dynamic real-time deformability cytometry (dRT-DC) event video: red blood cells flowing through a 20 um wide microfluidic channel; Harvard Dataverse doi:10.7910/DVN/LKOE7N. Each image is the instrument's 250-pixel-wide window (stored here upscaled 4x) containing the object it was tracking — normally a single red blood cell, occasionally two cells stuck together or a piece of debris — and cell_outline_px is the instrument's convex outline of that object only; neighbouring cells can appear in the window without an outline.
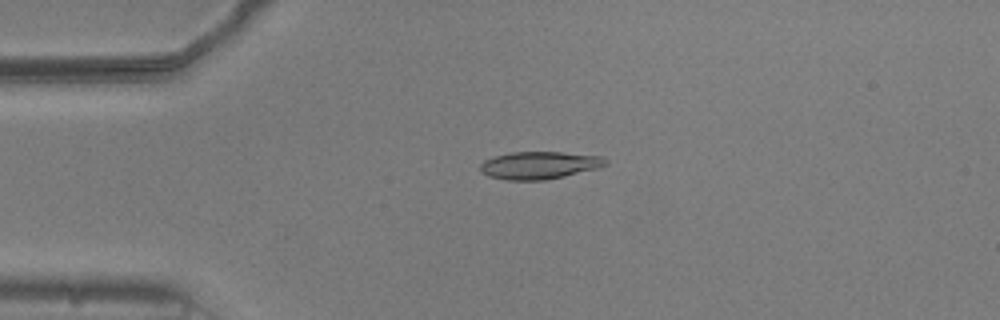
{"species": "common noctule bat (a hibernating species)", "species_latin": "Nyctalus noctula", "temperature_condition": "warm", "stored_images_in_passage": 54, "camera_frame_rate_fps": 3000, "um_per_image_px": 0.085, "animal": {"sex": "male", "body_mass_g": 20.5, "forearm_length_mm": 52.5}, "frame": {"image": 1, "passage_image": 13, "time_ms": 4.0, "image_size_px": [1000, 320], "cell_outline_px": [[608, 164], [600, 168], [564, 176], [544, 180], [508, 180], [488, 176], [480, 172], [480, 164], [484, 160], [496, 156], [512, 152], [560, 152], [604, 156], [608, 160]], "centroid_in_image_um": [45.88, 14.04], "position_along_channel_um": 39.1, "area_um2": 20.23}}
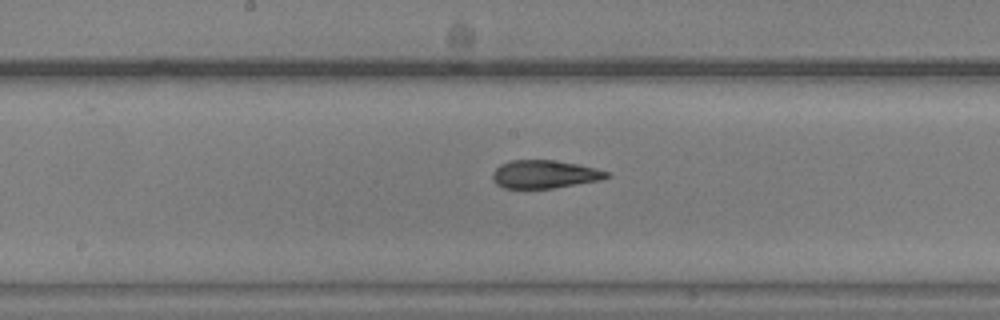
{"frame": {"image": 2, "passage_image": 28, "time_ms": 9.0, "image_size_px": [1000, 320], "cell_outline_px": [[612, 176], [600, 180], [552, 188], [504, 188], [496, 184], [492, 180], [492, 172], [500, 164], [512, 160], [552, 160], [576, 164], [596, 168], [608, 172]], "centroid_in_image_um": [46.26, 14.81], "position_along_channel_um": 201.9, "area_um2": 18.61}}
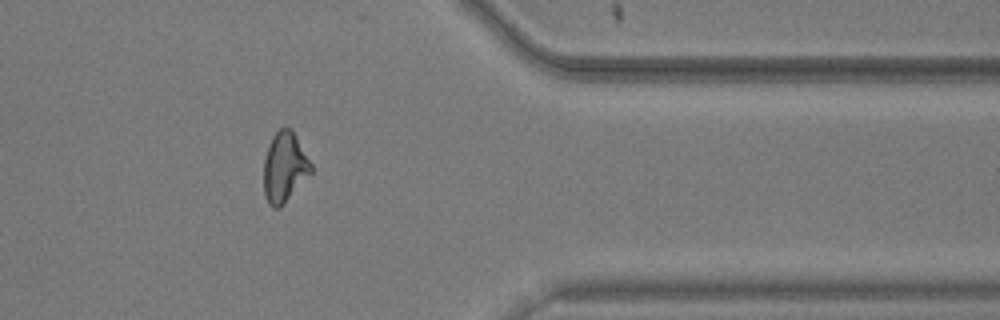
{"frame": {"image": 3, "passage_image": 44, "time_ms": 14.333, "image_size_px": [1000, 320], "cell_outline_px": [[312, 172], [284, 204], [280, 208], [272, 208], [268, 204], [264, 196], [264, 160], [268, 144], [272, 136], [284, 124], [292, 128], [312, 164]], "centroid_in_image_um": [24.18, 14.19], "position_along_channel_um": 387.2, "area_um2": 19.65}, "authors_computed_cell_mechanics": {"area_um2": 19.363, "velocity_mm_per_s": 3.7879, "shape_relaxation_time_tau1_ms": null, "shape_relaxation_time_tau2_ms": 1.7219, "deformation_change_tau1": null, "deformation_change_tau2": 0.082}}